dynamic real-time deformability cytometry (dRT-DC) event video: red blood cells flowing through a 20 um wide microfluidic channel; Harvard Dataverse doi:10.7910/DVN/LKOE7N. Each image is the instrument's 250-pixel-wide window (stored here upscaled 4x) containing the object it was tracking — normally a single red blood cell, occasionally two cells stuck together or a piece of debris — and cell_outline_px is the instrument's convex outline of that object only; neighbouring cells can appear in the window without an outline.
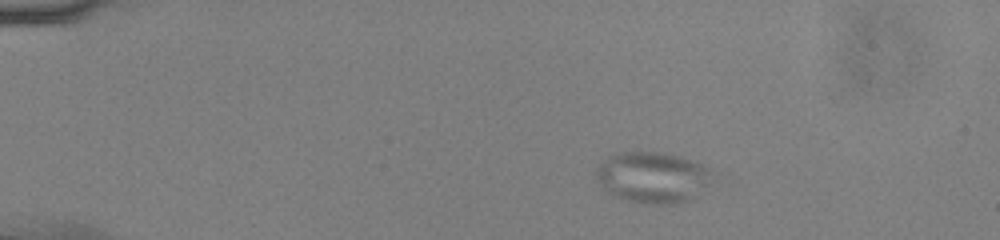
{"species": "common noctule bat (a hibernating species)", "species_latin": "Nyctalus noctula", "temperature_condition": "cold", "stored_images_in_passage": 52, "camera_frame_rate_fps": 3000, "um_per_image_px": 0.085, "animal": {"sex": "male", "body_mass_g": 13.0, "forearm_length_mm": 53.1}, "frame": {"image": 1, "passage_image": 9, "time_ms": 2.667, "image_size_px": [1000, 240], "cell_outline_px": [[716, 176], [692, 200], [676, 204], [652, 204], [628, 200], [612, 196], [596, 180], [596, 172], [600, 164], [608, 156], [620, 152], [664, 152], [680, 156], [700, 164], [716, 172]], "centroid_in_image_um": [55.51, 15.08], "position_along_channel_um": 29.5, "area_um2": 34.85}}
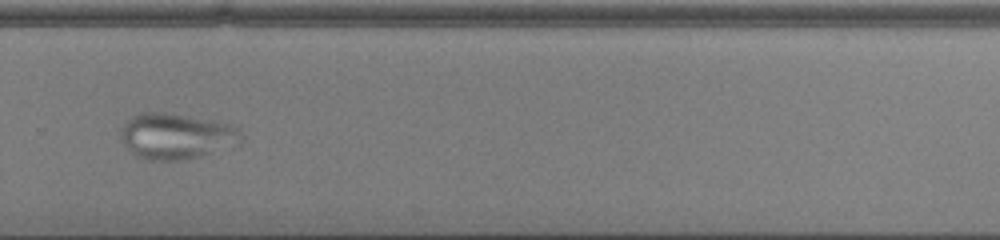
{"frame": {"image": 2, "passage_image": 37, "time_ms": 12.0, "image_size_px": [1000, 240], "cell_outline_px": [[244, 136], [240, 144], [188, 160], [148, 160], [136, 156], [128, 148], [120, 136], [120, 128], [132, 116], [140, 112], [160, 112], [188, 116], [212, 120], [228, 124], [240, 128]], "centroid_in_image_um": [15.02, 11.58], "position_along_channel_um": 314.8, "area_um2": 32.37}}
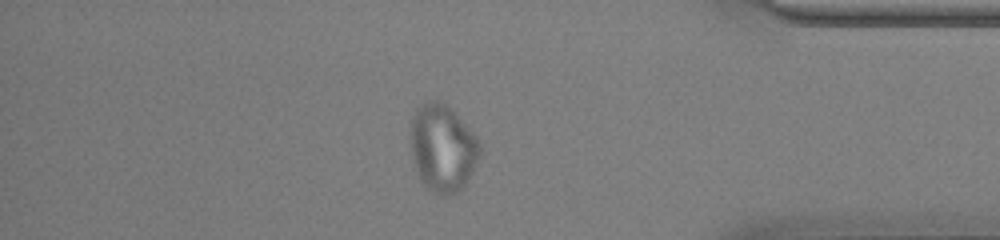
{"frame": {"image": 3, "passage_image": 45, "time_ms": 14.667, "image_size_px": [1000, 240], "cell_outline_px": [[480, 156], [464, 188], [448, 196], [436, 196], [420, 180], [412, 156], [412, 120], [416, 108], [420, 104], [428, 100], [440, 100], [480, 140]], "centroid_in_image_um": [37.63, 12.63], "position_along_channel_um": 397.6, "area_um2": 34.91}}